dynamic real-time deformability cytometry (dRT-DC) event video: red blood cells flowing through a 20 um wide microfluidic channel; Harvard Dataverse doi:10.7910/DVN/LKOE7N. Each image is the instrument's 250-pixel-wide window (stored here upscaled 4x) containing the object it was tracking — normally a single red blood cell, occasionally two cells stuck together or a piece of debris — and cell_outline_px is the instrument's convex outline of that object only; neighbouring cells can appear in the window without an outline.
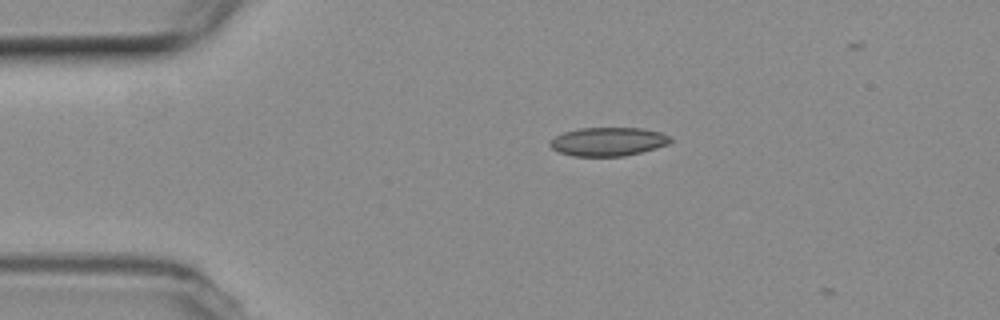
{"species": "common noctule bat (a hibernating species)", "species_latin": "Nyctalus noctula", "temperature_condition": "room temperature", "stored_images_in_passage": 4, "camera_frame_rate_fps": 3000, "um_per_image_px": 0.085, "animal": {"sex": "female", "body_mass_g": 19.3, "forearm_length_mm": 54.1}, "frame": {"image": 1, "passage_image": 2, "time_ms": 0.333, "image_size_px": [1000, 320], "cell_outline_px": [[672, 140], [668, 144], [656, 148], [624, 156], [572, 156], [560, 152], [552, 148], [548, 144], [556, 136], [564, 132], [580, 128], [644, 128], [660, 132], [672, 136]], "centroid_in_image_um": [51.72, 12.03], "position_along_channel_um": 33.3, "area_um2": 20.06}}